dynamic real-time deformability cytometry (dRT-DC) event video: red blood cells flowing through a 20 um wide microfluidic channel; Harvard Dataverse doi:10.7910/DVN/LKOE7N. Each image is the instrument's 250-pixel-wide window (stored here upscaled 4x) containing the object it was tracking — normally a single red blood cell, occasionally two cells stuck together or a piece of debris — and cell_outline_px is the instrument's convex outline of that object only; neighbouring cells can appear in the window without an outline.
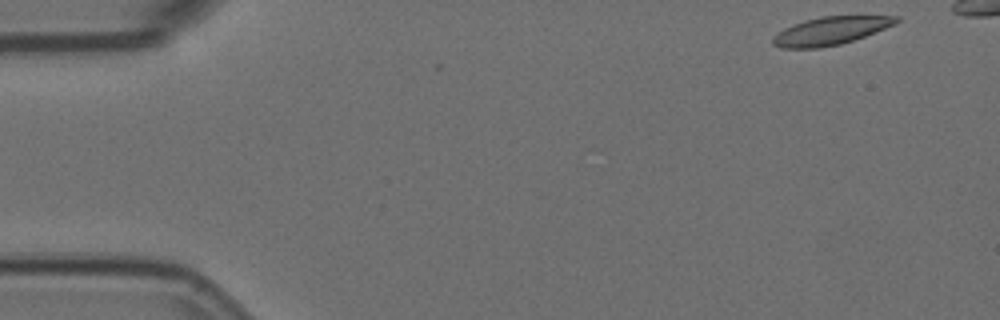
{"species": "Egyptian fruit bat (a non-hibernating species)", "species_latin": "Rousettus aegyptiacus", "temperature_condition": "room temperature", "stored_images_in_passage": 10, "segment_of_instrument_passage": [1, 2], "camera_frame_rate_fps": 3000, "um_per_image_px": 0.085, "animal": {"sex": "female"}, "frame": {"image": 1, "passage_image": 1, "time_ms": 0.0, "image_size_px": [1000, 320], "cell_outline_px": [[900, 20], [896, 24], [864, 36], [840, 44], [820, 48], [780, 48], [772, 44], [772, 36], [784, 28], [792, 24], [804, 20], [820, 16], [900, 16]], "centroid_in_image_um": [70.56, 2.62], "position_along_channel_um": 14.4, "area_um2": 20.17}}
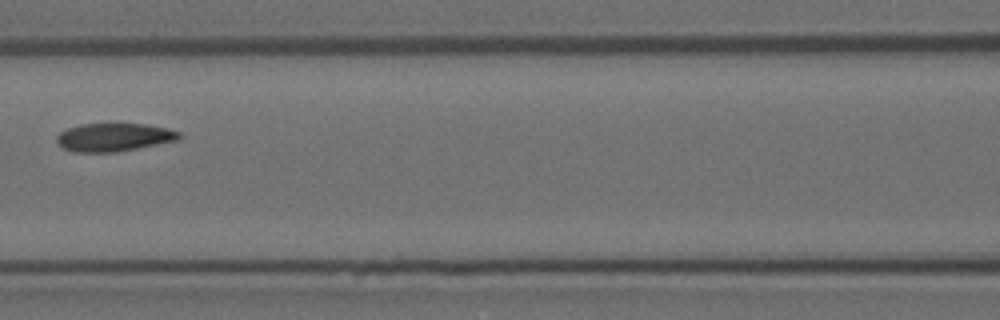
{"frame": {"image": 2, "passage_image": 7, "time_ms": 2.0, "image_size_px": [1000, 320], "cell_outline_px": [[180, 140], [116, 152], [72, 152], [56, 144], [56, 136], [60, 132], [68, 128], [80, 124], [116, 120], [148, 124], [168, 128], [180, 132]], "centroid_in_image_um": [9.68, 11.61], "position_along_channel_um": 156.9, "area_um2": 21.21}}
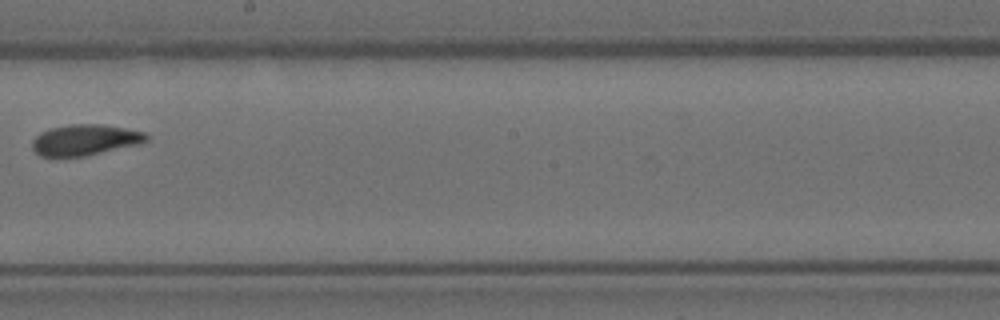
{"frame": {"image": 3, "passage_image": 9, "time_ms": 2.667, "image_size_px": [1000, 320], "cell_outline_px": [[148, 140], [140, 144], [84, 156], [40, 156], [32, 148], [32, 140], [40, 132], [52, 128], [72, 124], [100, 124], [124, 128], [144, 132], [148, 136]], "centroid_in_image_um": [7.23, 11.89], "position_along_channel_um": 241.0, "area_um2": 20.35}}